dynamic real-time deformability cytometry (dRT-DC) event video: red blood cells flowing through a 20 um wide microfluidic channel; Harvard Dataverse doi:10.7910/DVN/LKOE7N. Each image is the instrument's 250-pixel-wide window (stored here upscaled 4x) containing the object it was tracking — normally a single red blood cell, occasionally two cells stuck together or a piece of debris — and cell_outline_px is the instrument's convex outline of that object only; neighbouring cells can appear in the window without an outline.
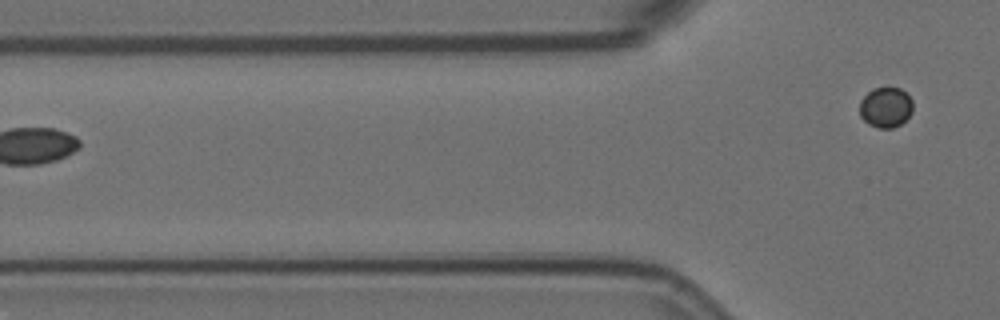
{"species": "Egyptian fruit bat (a non-hibernating species)", "species_latin": "Rousettus aegyptiacus", "temperature_condition": "room temperature", "stored_images_in_passage": 6, "segment_of_instrument_passage": [2, 2], "camera_frame_rate_fps": 3000, "um_per_image_px": 0.085, "animal": {"sex": "female"}, "frame": {"image": 1, "passage_image": 6, "time_ms": 1.667, "image_size_px": [1000, 320], "cell_outline_px": [[912, 112], [900, 124], [892, 128], [876, 128], [868, 124], [860, 116], [860, 100], [872, 88], [900, 88], [912, 100]], "centroid_in_image_um": [75.26, 9.13], "position_along_channel_um": 50.5, "area_um2": 12.43}}